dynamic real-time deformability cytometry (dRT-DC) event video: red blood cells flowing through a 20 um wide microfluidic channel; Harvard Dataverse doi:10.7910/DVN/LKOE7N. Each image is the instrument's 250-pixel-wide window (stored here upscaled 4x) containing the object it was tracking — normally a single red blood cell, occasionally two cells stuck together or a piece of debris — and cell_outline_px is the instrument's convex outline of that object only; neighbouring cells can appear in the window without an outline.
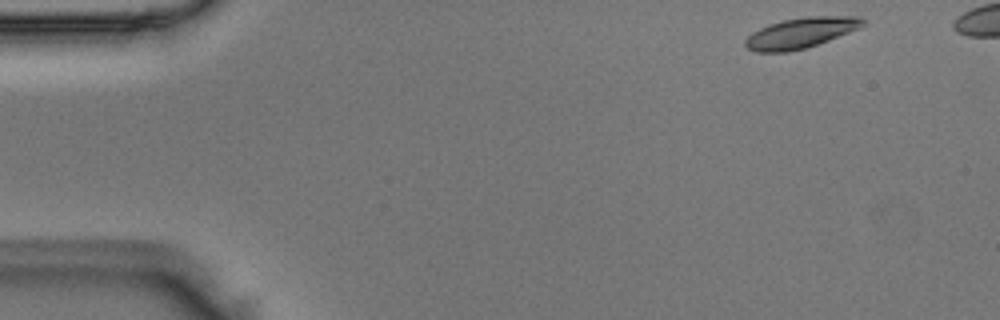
{"species": "Egyptian fruit bat (a non-hibernating species)", "species_latin": "Rousettus aegyptiacus", "temperature_condition": "room temperature", "stored_images_in_passage": 44, "camera_frame_rate_fps": 3000, "um_per_image_px": 0.085, "animal": {"sex": "male"}, "frame": {"image": 1, "passage_image": 1, "time_ms": 0.0, "image_size_px": [1000, 320], "cell_outline_px": [[864, 24], [848, 32], [828, 40], [804, 48], [784, 52], [756, 52], [748, 48], [744, 44], [744, 40], [752, 32], [768, 24], [784, 20], [808, 16], [860, 16], [864, 20]], "centroid_in_image_um": [68.01, 2.79], "position_along_channel_um": 17.0, "area_um2": 20.52}}
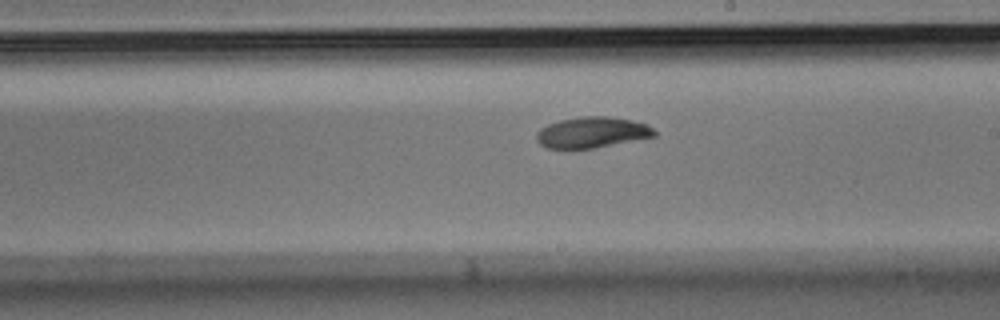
{"frame": {"image": 2, "passage_image": 26, "time_ms": 8.333, "image_size_px": [1000, 320], "cell_outline_px": [[656, 136], [596, 148], [548, 148], [540, 144], [536, 140], [536, 132], [540, 128], [548, 124], [560, 120], [584, 116], [608, 116], [632, 120], [648, 124], [656, 132]], "centroid_in_image_um": [50.33, 11.25], "position_along_channel_um": 238.7, "area_um2": 21.27}}
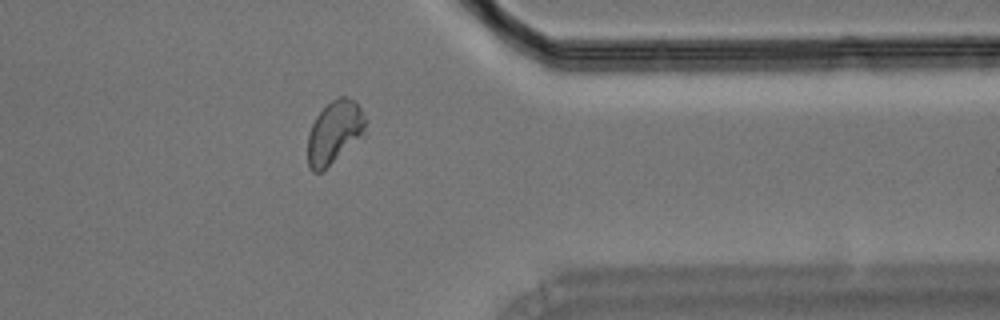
{"frame": {"image": 3, "passage_image": 38, "time_ms": 12.333, "image_size_px": [1000, 320], "cell_outline_px": [[368, 120], [364, 136], [320, 172], [312, 172], [308, 164], [308, 136], [312, 124], [316, 116], [332, 100], [340, 96], [344, 96], [356, 100]], "centroid_in_image_um": [28.47, 11.21], "position_along_channel_um": 382.9, "area_um2": 21.27}}